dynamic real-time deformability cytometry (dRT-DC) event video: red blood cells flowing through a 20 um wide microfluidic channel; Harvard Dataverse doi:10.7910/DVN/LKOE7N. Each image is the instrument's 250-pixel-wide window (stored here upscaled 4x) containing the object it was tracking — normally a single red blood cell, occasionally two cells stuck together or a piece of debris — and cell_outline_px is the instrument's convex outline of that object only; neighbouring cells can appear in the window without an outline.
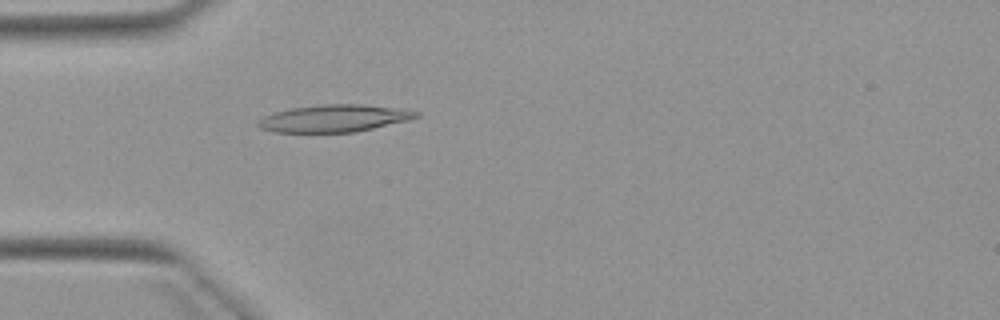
{"species": "Egyptian fruit bat (a non-hibernating species)", "species_latin": "Rousettus aegyptiacus", "temperature_condition": "warm", "stored_images_in_passage": 2, "camera_frame_rate_fps": 3000, "um_per_image_px": 0.085, "animal": {"sex": "female"}, "frame": {"image": 1, "passage_image": 2, "time_ms": 1.333, "image_size_px": [1000, 320], "cell_outline_px": [[420, 116], [408, 120], [356, 132], [272, 132], [260, 128], [256, 124], [256, 120], [264, 116], [276, 112], [292, 108], [324, 104], [360, 104], [420, 112]], "centroid_in_image_um": [28.34, 10.07], "position_along_channel_um": 56.7, "area_um2": 24.8}}